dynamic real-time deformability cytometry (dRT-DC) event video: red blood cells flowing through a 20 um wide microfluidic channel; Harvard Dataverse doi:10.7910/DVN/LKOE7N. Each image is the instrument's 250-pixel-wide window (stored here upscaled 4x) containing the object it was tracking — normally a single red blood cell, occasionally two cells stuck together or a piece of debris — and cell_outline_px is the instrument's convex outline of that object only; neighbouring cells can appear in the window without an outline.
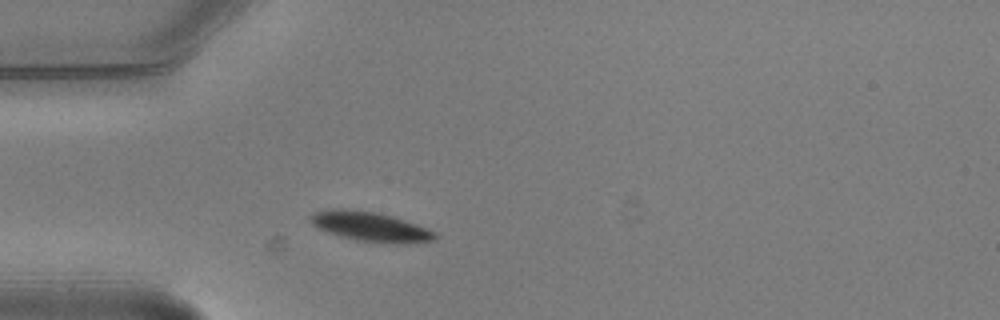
{"species": "common noctule bat (a hibernating species)", "species_latin": "Nyctalus noctula", "temperature_condition": "warm", "stored_images_in_passage": 2, "camera_frame_rate_fps": 3000, "um_per_image_px": 0.085, "animal": {"sex": "male", "body_mass_g": 20.5, "forearm_length_mm": 52.5}, "frame": {"image": 1, "passage_image": 2, "time_ms": 0.333, "image_size_px": [1000, 320], "cell_outline_px": [[436, 240], [356, 240], [340, 236], [328, 232], [312, 224], [308, 220], [316, 212], [332, 208], [340, 208], [372, 212], [392, 216], [416, 224], [436, 232]], "centroid_in_image_um": [31.36, 19.2], "position_along_channel_um": 53.6, "area_um2": 19.94}}